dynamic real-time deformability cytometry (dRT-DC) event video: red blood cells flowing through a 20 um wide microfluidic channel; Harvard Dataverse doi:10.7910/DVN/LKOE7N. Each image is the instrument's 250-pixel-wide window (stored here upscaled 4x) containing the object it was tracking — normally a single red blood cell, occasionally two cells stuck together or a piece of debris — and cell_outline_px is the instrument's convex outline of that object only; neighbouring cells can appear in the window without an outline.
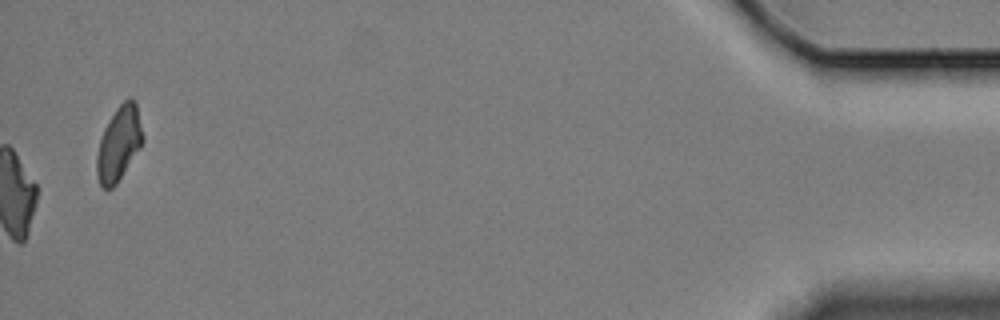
{"species": "Egyptian fruit bat (a non-hibernating species)", "species_latin": "Rousettus aegyptiacus", "temperature_condition": "cold", "stored_images_in_passage": 46, "camera_frame_rate_fps": 3000, "um_per_image_px": 0.085, "animal": {"sex": "female"}, "frame": {"image": 1, "passage_image": 46, "time_ms": 15.0, "image_size_px": [1000, 320], "cell_outline_px": [[144, 140], [140, 148], [116, 184], [112, 188], [104, 188], [100, 184], [96, 176], [96, 156], [100, 140], [104, 128], [108, 120], [116, 108], [128, 96], [132, 96], [136, 100], [144, 136]], "centroid_in_image_um": [10.12, 12.15], "position_along_channel_um": 425.1, "area_um2": 20.17}, "authors_computed_cell_mechanics": {"area_um2": 24.1315, "velocity_mm_per_s": 3.3078, "shape_relaxation_time_tau1_ms": 6.7753, "shape_relaxation_time_tau2_ms": 6.9533, "deformation_change_tau1": 0.1823, "deformation_change_tau2": 0.1204}}